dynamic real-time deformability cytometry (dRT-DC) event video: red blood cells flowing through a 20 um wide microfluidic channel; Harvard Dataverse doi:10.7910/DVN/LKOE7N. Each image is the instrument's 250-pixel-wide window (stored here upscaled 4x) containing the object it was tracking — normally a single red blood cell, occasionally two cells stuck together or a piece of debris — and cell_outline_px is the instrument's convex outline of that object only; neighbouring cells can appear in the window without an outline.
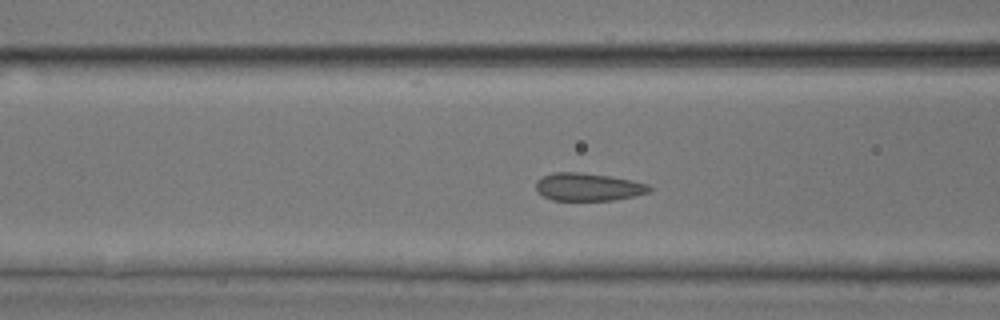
{"species": "common noctule bat (a hibernating species)", "species_latin": "Nyctalus noctula", "temperature_condition": "room temperature", "stored_images_in_passage": 49, "camera_frame_rate_fps": 3000, "um_per_image_px": 0.085, "animal": {"sex": "male", "body_mass_g": 17.9, "forearm_length_mm": 54.2}, "frame": {"image": 1, "passage_image": 16, "time_ms": 5.0, "image_size_px": [1000, 320], "cell_outline_px": [[652, 188], [648, 192], [632, 196], [612, 200], [552, 200], [536, 192], [536, 180], [552, 172], [580, 172], [608, 176], [632, 180], [648, 184]], "centroid_in_image_um": [49.95, 15.88], "position_along_channel_um": 116.6, "area_um2": 18.26}}
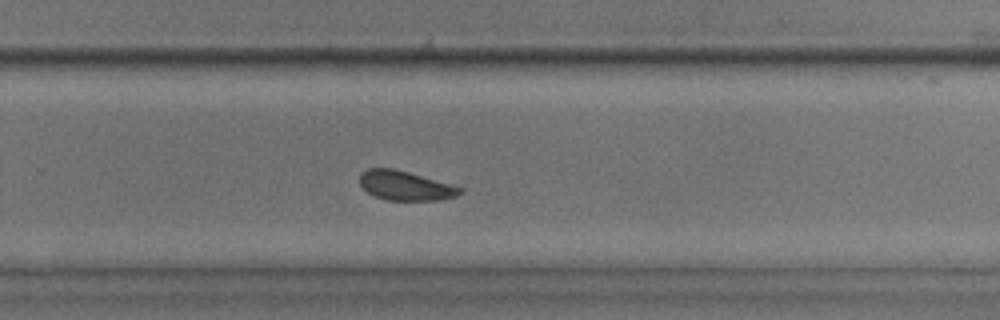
{"frame": {"image": 2, "passage_image": 30, "time_ms": 9.667, "image_size_px": [1000, 320], "cell_outline_px": [[464, 192], [456, 196], [440, 200], [388, 200], [372, 196], [360, 184], [360, 172], [368, 168], [392, 168], [408, 172], [464, 188]], "centroid_in_image_um": [34.45, 15.78], "position_along_channel_um": 295.4, "area_um2": 17.17}}
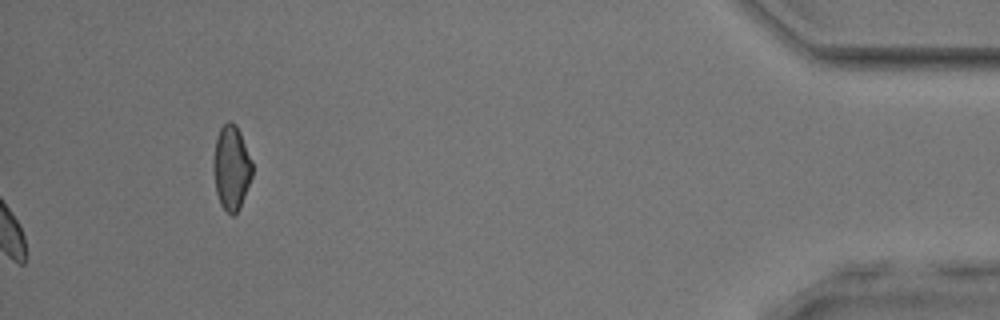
{"frame": {"image": 3, "passage_image": 49, "time_ms": 16.0, "image_size_px": [1000, 320], "cell_outline_px": [[252, 176], [240, 208], [232, 216], [220, 204], [216, 192], [212, 168], [212, 164], [216, 140], [220, 128], [228, 120], [232, 120], [236, 124], [240, 132], [252, 160]], "centroid_in_image_um": [19.66, 14.23], "position_along_channel_um": 415.5, "area_um2": 19.25}, "authors_computed_cell_mechanics": {"area_um2": 18.0336, "velocity_mm_per_s": 3.8492, "shape_relaxation_time_tau1_ms": null, "shape_relaxation_time_tau2_ms": 0.8246, "deformation_change_tau1": null, "deformation_change_tau2": 0.0461}}